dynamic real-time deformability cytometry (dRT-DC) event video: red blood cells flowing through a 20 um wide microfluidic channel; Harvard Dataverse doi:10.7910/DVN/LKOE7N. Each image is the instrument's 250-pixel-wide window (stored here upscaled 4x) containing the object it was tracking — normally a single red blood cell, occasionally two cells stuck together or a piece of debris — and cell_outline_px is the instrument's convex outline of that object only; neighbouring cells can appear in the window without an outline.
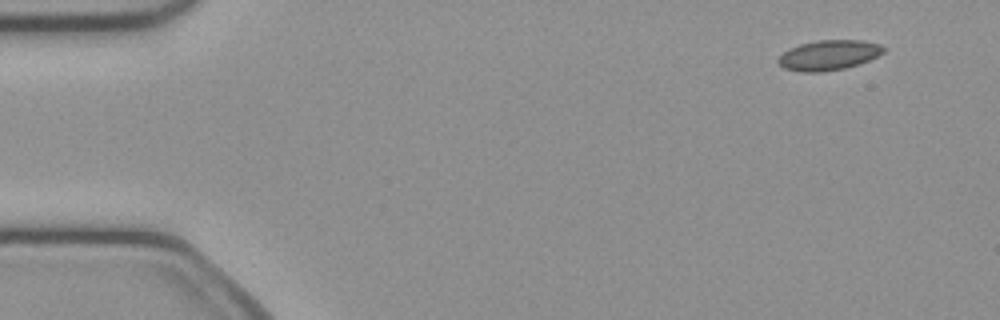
{"species": "common noctule bat (a hibernating species)", "species_latin": "Nyctalus noctula", "temperature_condition": "cold", "stored_images_in_passage": 48, "camera_frame_rate_fps": 3000, "um_per_image_px": 0.085, "animal": {"sex": "female", "body_mass_g": 21.9}, "frame": {"image": 1, "passage_image": 1, "time_ms": 0.0, "image_size_px": [1000, 320], "cell_outline_px": [[888, 48], [884, 52], [868, 60], [844, 68], [820, 72], [800, 72], [784, 68], [776, 60], [788, 48], [800, 44], [820, 40], [860, 40], [880, 44]], "centroid_in_image_um": [70.44, 4.68], "position_along_channel_um": 14.6, "area_um2": 18.32}}
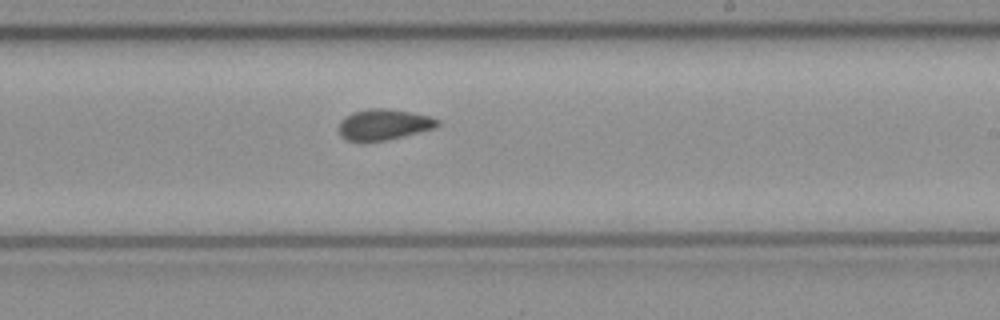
{"frame": {"image": 2, "passage_image": 27, "time_ms": 8.667, "image_size_px": [1000, 320], "cell_outline_px": [[440, 124], [436, 128], [388, 140], [364, 144], [360, 144], [344, 140], [340, 136], [340, 120], [344, 116], [352, 112], [368, 108], [388, 108], [432, 116], [440, 120]], "centroid_in_image_um": [32.59, 10.62], "position_along_channel_um": 256.4, "area_um2": 18.55}}
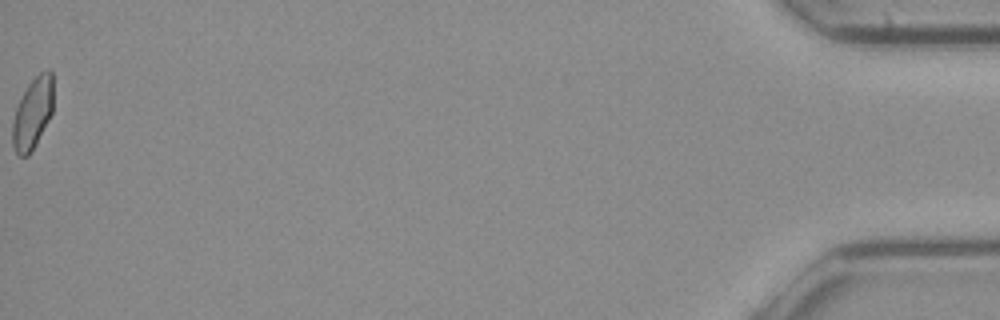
{"frame": {"image": 3, "passage_image": 48, "time_ms": 15.667, "image_size_px": [1000, 320], "cell_outline_px": [[52, 112], [36, 144], [28, 156], [20, 156], [16, 152], [12, 144], [12, 120], [16, 108], [28, 84], [40, 72], [48, 68], [52, 72]], "centroid_in_image_um": [2.76, 9.63], "position_along_channel_um": 432.4, "area_um2": 16.76}, "authors_computed_cell_mechanics": {"area_um2": 17.8891, "velocity_mm_per_s": 4.046, "shape_relaxation_time_tau1_ms": null, "shape_relaxation_time_tau2_ms": 2.5903, "deformation_change_tau1": null, "deformation_change_tau2": 0.0662}}